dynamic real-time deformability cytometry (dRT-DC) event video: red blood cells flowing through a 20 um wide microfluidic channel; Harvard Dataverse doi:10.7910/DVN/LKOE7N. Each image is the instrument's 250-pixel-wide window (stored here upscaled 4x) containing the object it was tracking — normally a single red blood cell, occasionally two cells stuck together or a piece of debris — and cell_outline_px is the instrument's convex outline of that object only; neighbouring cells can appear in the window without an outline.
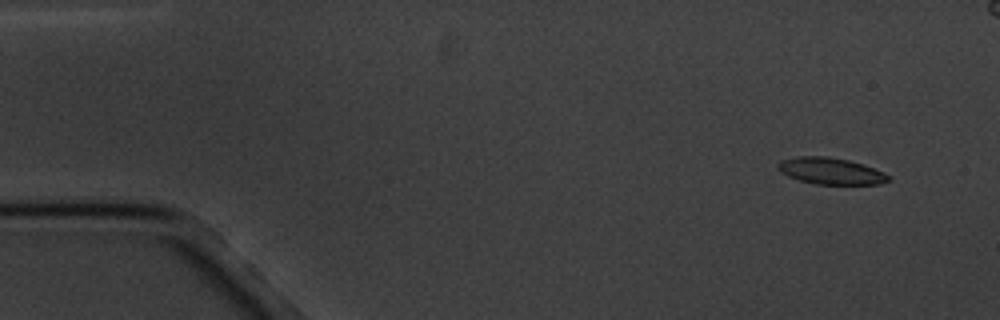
{"species": "common noctule bat (a hibernating species)", "species_latin": "Nyctalus noctula", "temperature_condition": "cold", "stored_images_in_passage": 5, "segment_of_instrument_passage": [2, 2], "camera_frame_rate_fps": 3000, "um_per_image_px": 0.085, "animal": {"sex": "male", "body_mass_g": 20.1, "forearm_length_mm": 53.5}, "frame": {"image": 1, "passage_image": 5, "time_ms": 6.333, "image_size_px": [1000, 320], "cell_outline_px": [[892, 180], [880, 184], [816, 184], [800, 180], [788, 176], [780, 172], [776, 168], [776, 164], [780, 160], [796, 156], [828, 156], [848, 160], [864, 164], [884, 172]], "centroid_in_image_um": [70.59, 14.52], "position_along_channel_um": 14.4, "area_um2": 17.28}}